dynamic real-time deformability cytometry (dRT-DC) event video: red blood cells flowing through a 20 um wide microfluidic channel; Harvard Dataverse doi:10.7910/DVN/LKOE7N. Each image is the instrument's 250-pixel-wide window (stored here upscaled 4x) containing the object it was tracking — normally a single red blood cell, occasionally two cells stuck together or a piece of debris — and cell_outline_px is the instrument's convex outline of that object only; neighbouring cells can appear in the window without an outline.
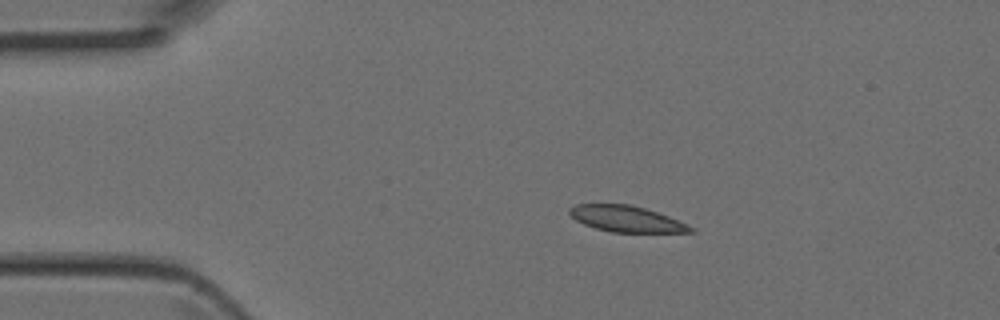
{"species": "Egyptian fruit bat (a non-hibernating species)", "species_latin": "Rousettus aegyptiacus", "temperature_condition": "room temperature", "stored_images_in_passage": 2, "camera_frame_rate_fps": 3000, "um_per_image_px": 0.085, "animal": {"sex": "female"}, "frame": {"image": 1, "passage_image": 1, "time_ms": 0.0, "image_size_px": [1000, 320], "cell_outline_px": [[696, 232], [612, 232], [596, 228], [584, 224], [576, 220], [568, 212], [568, 208], [576, 204], [628, 204], [644, 208], [668, 216], [688, 224], [696, 228]], "centroid_in_image_um": [53.26, 18.6], "position_along_channel_um": 31.7, "area_um2": 18.32}}